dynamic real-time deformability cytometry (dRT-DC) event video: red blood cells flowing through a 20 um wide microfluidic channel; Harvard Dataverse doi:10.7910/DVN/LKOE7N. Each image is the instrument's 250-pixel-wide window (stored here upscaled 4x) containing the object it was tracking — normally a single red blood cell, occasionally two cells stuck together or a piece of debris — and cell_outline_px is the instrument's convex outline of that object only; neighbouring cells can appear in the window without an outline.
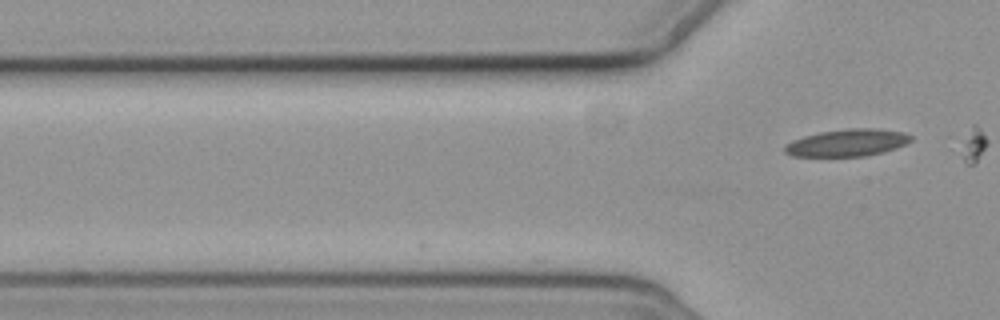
{"species": "common noctule bat (a hibernating species)", "species_latin": "Nyctalus noctula", "temperature_condition": "cold", "stored_images_in_passage": 6, "camera_frame_rate_fps": 3000, "um_per_image_px": 0.085, "animal": {"sex": "female", "body_mass_g": 19.3, "forearm_length_mm": 54.1}, "frame": {"image": 1, "passage_image": 6, "time_ms": 6.667, "image_size_px": [1000, 320], "cell_outline_px": [[912, 140], [896, 148], [864, 156], [792, 156], [784, 152], [784, 144], [792, 140], [804, 136], [820, 132], [848, 128], [876, 128], [904, 132], [912, 136]], "centroid_in_image_um": [71.99, 12.12], "position_along_channel_um": 53.8, "area_um2": 19.94}}